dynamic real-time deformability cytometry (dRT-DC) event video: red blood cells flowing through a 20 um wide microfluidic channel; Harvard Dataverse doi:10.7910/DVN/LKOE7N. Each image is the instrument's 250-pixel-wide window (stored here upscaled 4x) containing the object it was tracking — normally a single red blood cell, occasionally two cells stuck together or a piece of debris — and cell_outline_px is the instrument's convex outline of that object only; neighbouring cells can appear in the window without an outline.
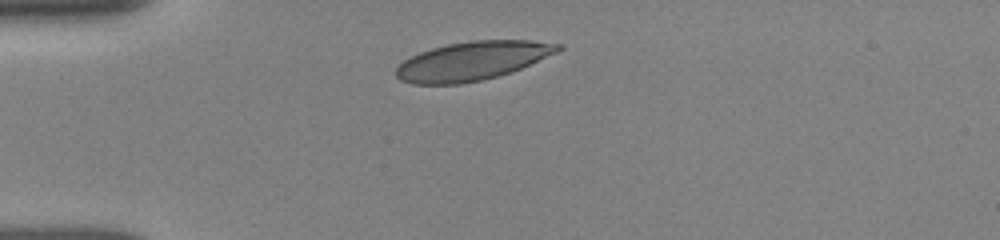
{"species": "human", "species_latin": "Homo sapiens", "temperature_condition": "room temperature", "stored_images_in_passage": 28, "camera_frame_rate_fps": 3000, "um_per_image_px": 0.085, "donor": {"sex": "female"}, "frame": {"image": 1, "passage_image": 1, "time_ms": 0.0, "image_size_px": [1000, 240], "cell_outline_px": [[564, 48], [556, 52], [512, 72], [480, 80], [460, 84], [412, 84], [400, 80], [396, 76], [396, 68], [404, 60], [420, 52], [432, 48], [448, 44], [472, 40], [532, 40], [564, 44]], "centroid_in_image_um": [40.16, 5.17], "position_along_channel_um": 44.8, "area_um2": 36.36}}
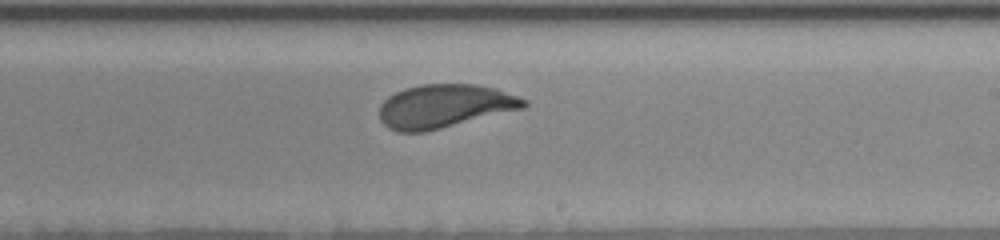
{"frame": {"image": 2, "passage_image": 15, "time_ms": 6.0, "image_size_px": [1000, 240], "cell_outline_px": [[528, 104], [524, 108], [424, 132], [396, 132], [388, 128], [380, 120], [380, 104], [388, 96], [404, 88], [420, 84], [476, 84], [496, 88], [528, 100]], "centroid_in_image_um": [37.77, 9.01], "position_along_channel_um": 251.2, "area_um2": 36.65}}
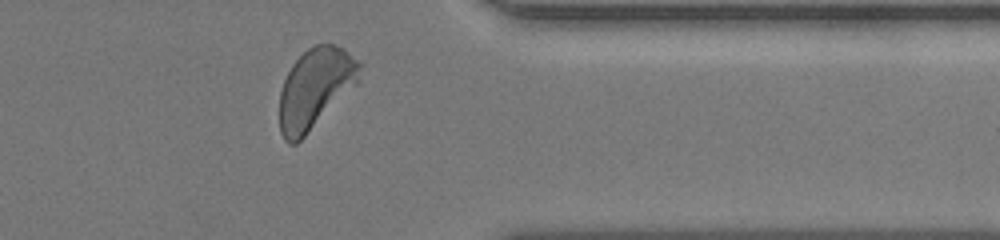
{"frame": {"image": 3, "passage_image": 25, "time_ms": 9.667, "image_size_px": [1000, 240], "cell_outline_px": [[364, 64], [360, 80], [296, 144], [288, 144], [284, 140], [280, 132], [280, 92], [284, 80], [292, 64], [308, 48], [316, 44], [332, 44], [344, 48], [360, 60]], "centroid_in_image_um": [26.82, 7.47], "position_along_channel_um": 384.6, "area_um2": 37.34}, "authors_computed_cell_mechanics": {"area_um2": 36.8764, "velocity_mm_per_s": 3.8567, "shape_relaxation_time_tau1_ms": 2.8203, "shape_relaxation_time_tau2_ms": null, "deformation_change_tau1": 0.1282, "deformation_change_tau2": null}}